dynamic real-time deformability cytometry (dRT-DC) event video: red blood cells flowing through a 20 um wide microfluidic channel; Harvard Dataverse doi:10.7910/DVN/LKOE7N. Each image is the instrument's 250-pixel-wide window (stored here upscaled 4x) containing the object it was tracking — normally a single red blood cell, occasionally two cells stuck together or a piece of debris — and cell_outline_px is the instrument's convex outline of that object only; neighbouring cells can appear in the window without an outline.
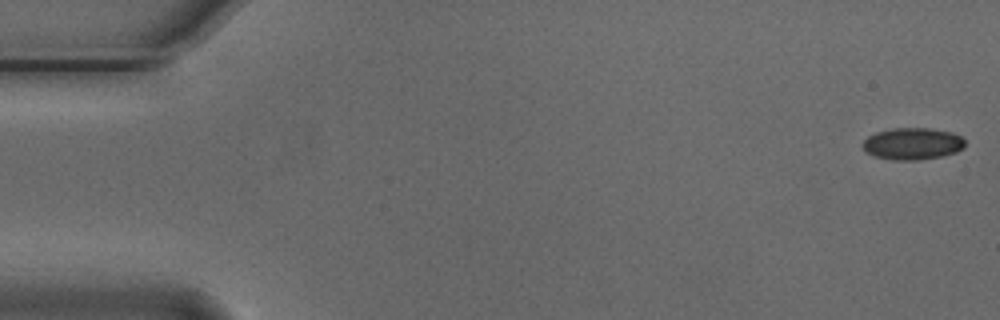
{"species": "Egyptian fruit bat (a non-hibernating species)", "species_latin": "Rousettus aegyptiacus", "temperature_condition": "cold", "stored_images_in_passage": 54, "camera_frame_rate_fps": 3000, "um_per_image_px": 0.085, "animal": {"sex": "male"}, "frame": {"image": 1, "passage_image": 1, "time_ms": 0.0, "image_size_px": [1000, 320], "cell_outline_px": [[964, 148], [956, 152], [940, 156], [916, 160], [892, 160], [876, 156], [864, 152], [860, 144], [868, 136], [876, 132], [892, 128], [928, 128], [952, 132], [960, 136], [964, 140]], "centroid_in_image_um": [77.52, 12.21], "position_along_channel_um": 7.5, "area_um2": 19.07}}
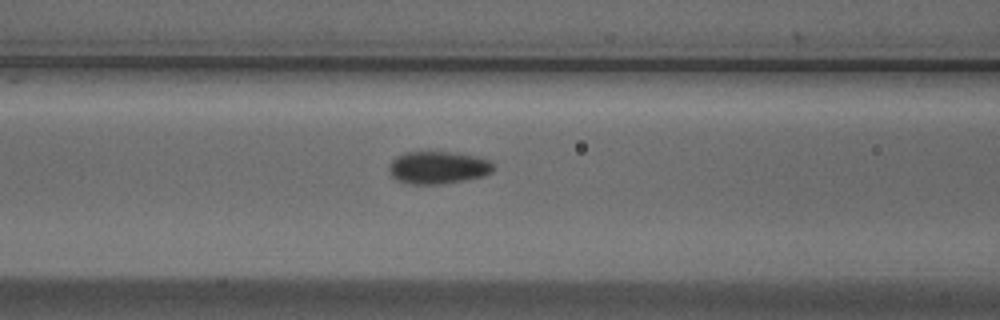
{"frame": {"image": 2, "passage_image": 22, "time_ms": 7.0, "image_size_px": [1000, 320], "cell_outline_px": [[496, 168], [492, 172], [484, 176], [464, 180], [440, 184], [408, 184], [396, 180], [388, 172], [388, 164], [396, 156], [404, 152], [452, 152], [476, 156], [488, 160], [496, 164]], "centroid_in_image_um": [37.23, 14.24], "position_along_channel_um": 129.4, "area_um2": 20.11}}
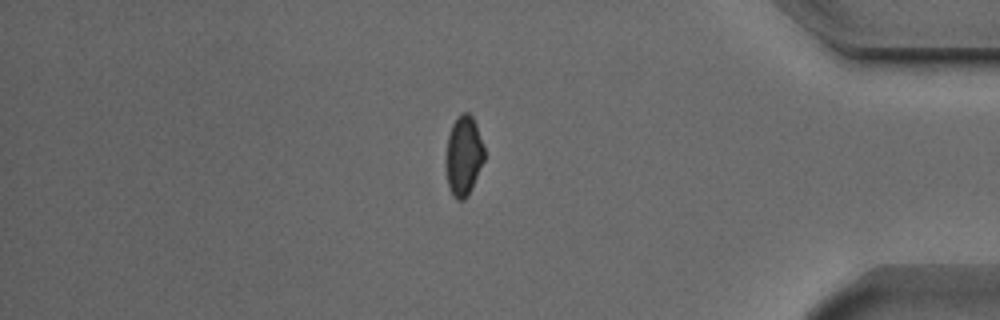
{"frame": {"image": 3, "passage_image": 46, "time_ms": 15.0, "image_size_px": [1000, 320], "cell_outline_px": [[484, 160], [472, 188], [468, 196], [464, 200], [456, 200], [452, 196], [448, 188], [444, 164], [444, 160], [448, 136], [452, 124], [456, 116], [460, 112], [468, 112], [472, 116], [476, 124], [484, 148]], "centroid_in_image_um": [39.37, 13.25], "position_along_channel_um": 395.8, "area_um2": 18.38}, "authors_computed_cell_mechanics": {"area_um2": 19.1029, "velocity_mm_per_s": 3.7475, "shape_relaxation_time_tau1_ms": 2.0378, "shape_relaxation_time_tau2_ms": 2.8054, "deformation_change_tau1": 0.0731, "deformation_change_tau2": 0.0486}}